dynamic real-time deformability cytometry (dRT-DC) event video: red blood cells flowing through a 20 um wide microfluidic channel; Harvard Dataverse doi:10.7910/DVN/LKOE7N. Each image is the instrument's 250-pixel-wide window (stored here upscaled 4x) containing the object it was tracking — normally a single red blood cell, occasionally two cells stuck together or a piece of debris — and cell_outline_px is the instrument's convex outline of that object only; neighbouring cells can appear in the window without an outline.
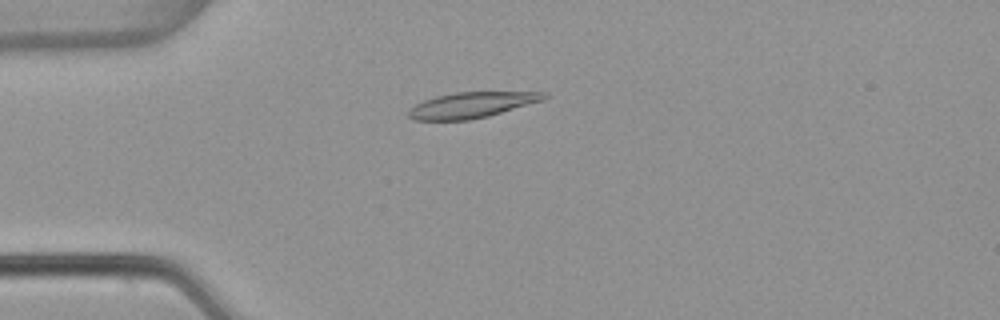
{"species": "common noctule bat (a hibernating species)", "species_latin": "Nyctalus noctula", "temperature_condition": "warm", "stored_images_in_passage": 44, "camera_frame_rate_fps": 3000, "um_per_image_px": 0.085, "animal": {"sex": "female", "body_mass_g": 22.7, "forearm_length_mm": 54.2}, "frame": {"image": 1, "passage_image": 14, "time_ms": 4.333, "image_size_px": [1000, 320], "cell_outline_px": [[548, 96], [544, 100], [488, 116], [468, 120], [412, 120], [408, 116], [408, 112], [416, 104], [424, 100], [436, 96], [456, 92], [548, 92]], "centroid_in_image_um": [40.11, 8.92], "position_along_channel_um": 44.9, "area_um2": 20.17}}
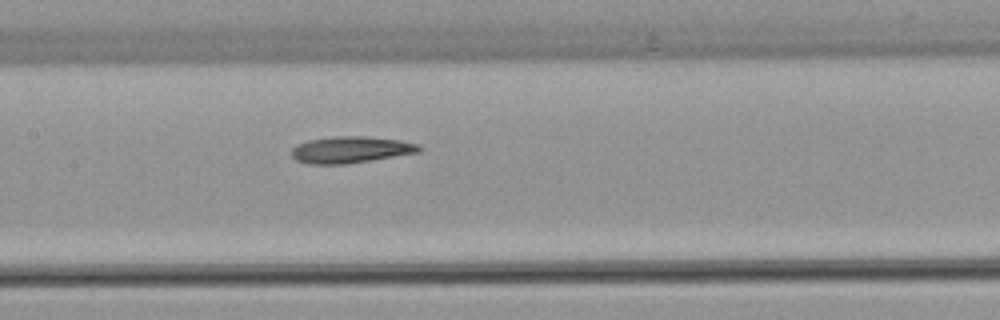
{"frame": {"image": 2, "passage_image": 26, "time_ms": 8.333, "image_size_px": [1000, 320], "cell_outline_px": [[424, 148], [420, 152], [372, 160], [344, 164], [308, 164], [296, 160], [292, 156], [292, 148], [308, 140], [332, 136], [364, 136], [400, 140], [420, 144]], "centroid_in_image_um": [29.86, 12.72], "position_along_channel_um": 177.5, "area_um2": 19.83}}
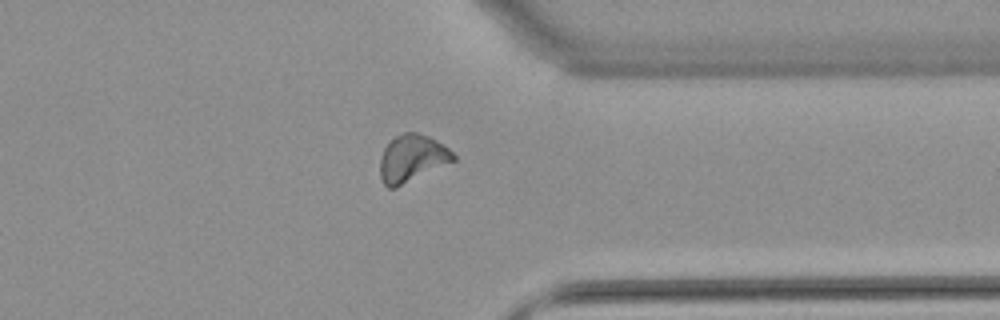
{"frame": {"image": 3, "passage_image": 42, "time_ms": 13.667, "image_size_px": [1000, 320], "cell_outline_px": [[456, 160], [396, 188], [388, 188], [384, 184], [380, 176], [380, 156], [384, 148], [396, 136], [404, 132], [416, 132], [428, 136], [436, 140], [448, 148], [456, 156]], "centroid_in_image_um": [35.02, 13.47], "position_along_channel_um": 376.4, "area_um2": 20.11}, "authors_computed_cell_mechanics": {"area_um2": 19.941, "velocity_mm_per_s": 3.8204, "shape_relaxation_time_tau1_ms": null, "shape_relaxation_time_tau2_ms": 5.5831, "deformation_change_tau1": null, "deformation_change_tau2": 0.1456}}